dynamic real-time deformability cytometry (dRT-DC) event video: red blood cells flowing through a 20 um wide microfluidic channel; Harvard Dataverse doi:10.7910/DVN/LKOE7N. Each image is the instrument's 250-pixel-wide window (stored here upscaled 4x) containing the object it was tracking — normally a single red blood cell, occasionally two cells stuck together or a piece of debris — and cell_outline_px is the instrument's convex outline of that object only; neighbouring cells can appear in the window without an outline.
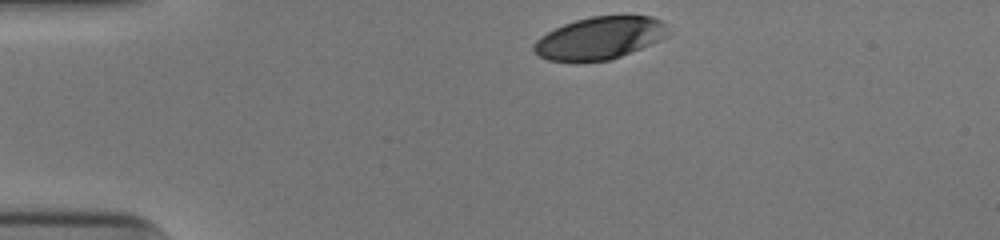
{"species": "human", "species_latin": "Homo sapiens", "temperature_condition": "cold", "stored_images_in_passage": 33, "camera_frame_rate_fps": 3000, "um_per_image_px": 0.085, "donor": {"sex": "male"}, "frame": {"image": 1, "passage_image": 1, "time_ms": 0.0, "image_size_px": [1000, 240], "cell_outline_px": [[672, 32], [668, 36], [660, 40], [620, 56], [608, 60], [548, 60], [540, 56], [532, 48], [536, 40], [540, 36], [564, 24], [576, 20], [592, 16], [624, 12], [652, 16], [660, 20]], "centroid_in_image_um": [51.06, 3.16], "position_along_channel_um": 33.9, "area_um2": 33.52}}
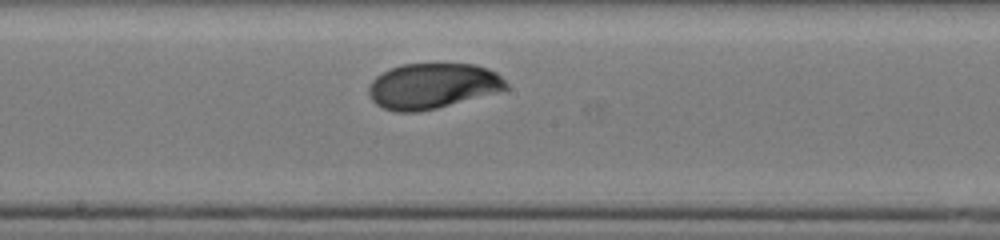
{"frame": {"image": 2, "passage_image": 19, "time_ms": 6.0, "image_size_px": [1000, 240], "cell_outline_px": [[508, 88], [500, 92], [436, 108], [416, 112], [396, 112], [384, 108], [376, 104], [372, 100], [368, 92], [368, 88], [372, 80], [376, 76], [388, 68], [404, 64], [476, 64], [496, 72], [508, 84]], "centroid_in_image_um": [36.76, 7.3], "position_along_channel_um": 211.4, "area_um2": 36.47}}
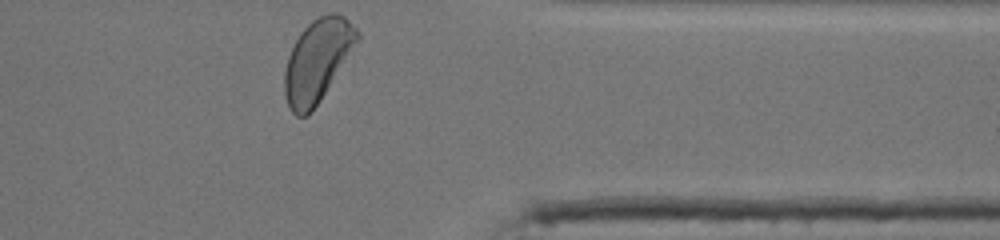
{"frame": {"image": 3, "passage_image": 33, "time_ms": 10.667, "image_size_px": [1000, 240], "cell_outline_px": [[360, 40], [312, 112], [308, 116], [296, 116], [292, 112], [288, 104], [284, 92], [284, 72], [288, 56], [300, 32], [312, 20], [328, 12], [336, 12], [344, 16], [360, 32]], "centroid_in_image_um": [26.99, 5.13], "position_along_channel_um": 384.4, "area_um2": 34.91}, "authors_computed_cell_mechanics": {"area_um2": 36.2984, "velocity_mm_per_s": 3.8977, "shape_relaxation_time_tau1_ms": 2.3891, "shape_relaxation_time_tau2_ms": 1.6538, "deformation_change_tau1": 0.144, "deformation_change_tau2": 0.0339}}